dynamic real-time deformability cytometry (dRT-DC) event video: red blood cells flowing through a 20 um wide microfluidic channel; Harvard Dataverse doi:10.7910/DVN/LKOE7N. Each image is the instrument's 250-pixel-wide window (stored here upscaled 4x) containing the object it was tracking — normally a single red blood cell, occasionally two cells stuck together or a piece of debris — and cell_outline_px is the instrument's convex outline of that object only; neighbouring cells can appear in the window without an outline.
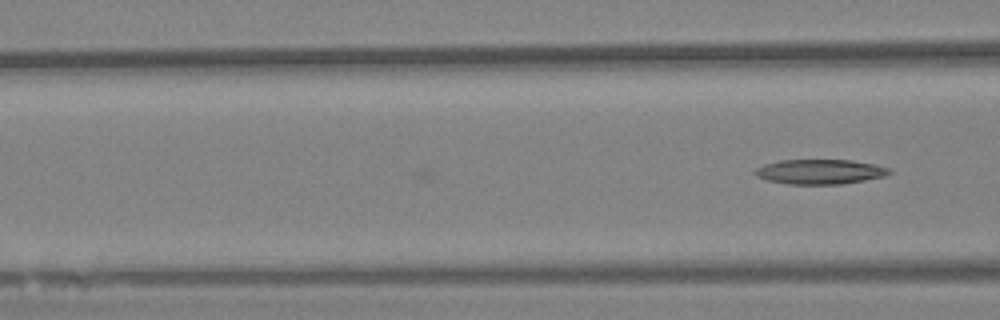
{"species": "Egyptian fruit bat (a non-hibernating species)", "species_latin": "Rousettus aegyptiacus", "temperature_condition": "warm", "stored_images_in_passage": 22, "camera_frame_rate_fps": 3000, "um_per_image_px": 0.085, "animal": {"sex": "female"}, "frame": {"image": 1, "passage_image": 22, "time_ms": 7.0, "image_size_px": [1000, 320], "cell_outline_px": [[892, 172], [884, 176], [844, 184], [788, 184], [768, 180], [756, 176], [752, 172], [756, 168], [764, 164], [780, 160], [852, 160], [876, 164], [892, 168]], "centroid_in_image_um": [69.71, 14.59], "position_along_channel_um": 96.9, "area_um2": 19.54}}